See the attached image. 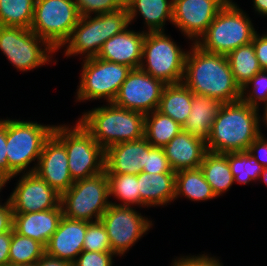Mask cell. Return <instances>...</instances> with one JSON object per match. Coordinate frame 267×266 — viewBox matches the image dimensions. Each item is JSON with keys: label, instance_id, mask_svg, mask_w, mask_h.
Wrapping results in <instances>:
<instances>
[{"label": "cell", "instance_id": "6da1fadb", "mask_svg": "<svg viewBox=\"0 0 267 266\" xmlns=\"http://www.w3.org/2000/svg\"><path fill=\"white\" fill-rule=\"evenodd\" d=\"M194 94L215 98L222 103L241 100L226 55L210 53L192 43L185 61L182 81Z\"/></svg>", "mask_w": 267, "mask_h": 266}, {"label": "cell", "instance_id": "7a4b0ae2", "mask_svg": "<svg viewBox=\"0 0 267 266\" xmlns=\"http://www.w3.org/2000/svg\"><path fill=\"white\" fill-rule=\"evenodd\" d=\"M260 116L258 108L242 100L223 103L206 141L207 150L216 153L247 151L262 133Z\"/></svg>", "mask_w": 267, "mask_h": 266}, {"label": "cell", "instance_id": "3957f363", "mask_svg": "<svg viewBox=\"0 0 267 266\" xmlns=\"http://www.w3.org/2000/svg\"><path fill=\"white\" fill-rule=\"evenodd\" d=\"M78 121L104 150L144 137L145 115L114 103L91 109Z\"/></svg>", "mask_w": 267, "mask_h": 266}, {"label": "cell", "instance_id": "277c9868", "mask_svg": "<svg viewBox=\"0 0 267 266\" xmlns=\"http://www.w3.org/2000/svg\"><path fill=\"white\" fill-rule=\"evenodd\" d=\"M129 25L126 5L112 12L95 14L94 17L80 16L77 25L61 47L66 46L64 54L67 57L79 54L83 55L84 59L97 57L103 44L109 38L123 32Z\"/></svg>", "mask_w": 267, "mask_h": 266}, {"label": "cell", "instance_id": "5b68a950", "mask_svg": "<svg viewBox=\"0 0 267 266\" xmlns=\"http://www.w3.org/2000/svg\"><path fill=\"white\" fill-rule=\"evenodd\" d=\"M249 18L229 0L195 44L206 52L227 56L236 48L252 42L257 31Z\"/></svg>", "mask_w": 267, "mask_h": 266}, {"label": "cell", "instance_id": "8992f818", "mask_svg": "<svg viewBox=\"0 0 267 266\" xmlns=\"http://www.w3.org/2000/svg\"><path fill=\"white\" fill-rule=\"evenodd\" d=\"M53 128L54 125L6 119L8 179L5 184L17 174L34 172V167L29 165L33 161L38 163L44 142Z\"/></svg>", "mask_w": 267, "mask_h": 266}, {"label": "cell", "instance_id": "52a82bcc", "mask_svg": "<svg viewBox=\"0 0 267 266\" xmlns=\"http://www.w3.org/2000/svg\"><path fill=\"white\" fill-rule=\"evenodd\" d=\"M52 133L64 144L68 169L74 181L90 178L105 171V150L80 124L54 125Z\"/></svg>", "mask_w": 267, "mask_h": 266}, {"label": "cell", "instance_id": "ba28073f", "mask_svg": "<svg viewBox=\"0 0 267 266\" xmlns=\"http://www.w3.org/2000/svg\"><path fill=\"white\" fill-rule=\"evenodd\" d=\"M187 53L165 31L146 32L139 68L166 85L181 83Z\"/></svg>", "mask_w": 267, "mask_h": 266}, {"label": "cell", "instance_id": "9c48e42d", "mask_svg": "<svg viewBox=\"0 0 267 266\" xmlns=\"http://www.w3.org/2000/svg\"><path fill=\"white\" fill-rule=\"evenodd\" d=\"M109 198L108 179L104 171L90 178L76 180L61 195L60 204L65 217L96 222L100 221L103 213L111 205Z\"/></svg>", "mask_w": 267, "mask_h": 266}, {"label": "cell", "instance_id": "30bf717a", "mask_svg": "<svg viewBox=\"0 0 267 266\" xmlns=\"http://www.w3.org/2000/svg\"><path fill=\"white\" fill-rule=\"evenodd\" d=\"M0 51L22 72L49 64L57 52L30 28L12 26H0Z\"/></svg>", "mask_w": 267, "mask_h": 266}, {"label": "cell", "instance_id": "8fae6325", "mask_svg": "<svg viewBox=\"0 0 267 266\" xmlns=\"http://www.w3.org/2000/svg\"><path fill=\"white\" fill-rule=\"evenodd\" d=\"M131 70L129 66L98 57L83 59L76 101L104 98L106 102L113 103Z\"/></svg>", "mask_w": 267, "mask_h": 266}, {"label": "cell", "instance_id": "7c38bea8", "mask_svg": "<svg viewBox=\"0 0 267 266\" xmlns=\"http://www.w3.org/2000/svg\"><path fill=\"white\" fill-rule=\"evenodd\" d=\"M79 18L73 0H36L30 29L59 51Z\"/></svg>", "mask_w": 267, "mask_h": 266}, {"label": "cell", "instance_id": "4fadbf2b", "mask_svg": "<svg viewBox=\"0 0 267 266\" xmlns=\"http://www.w3.org/2000/svg\"><path fill=\"white\" fill-rule=\"evenodd\" d=\"M133 208L111 204L100 218L107 231L111 250L117 256L129 251L153 226L152 221Z\"/></svg>", "mask_w": 267, "mask_h": 266}, {"label": "cell", "instance_id": "5bb4252c", "mask_svg": "<svg viewBox=\"0 0 267 266\" xmlns=\"http://www.w3.org/2000/svg\"><path fill=\"white\" fill-rule=\"evenodd\" d=\"M164 84L140 68L132 69L114 100V104L144 115L158 109Z\"/></svg>", "mask_w": 267, "mask_h": 266}, {"label": "cell", "instance_id": "9a60e30c", "mask_svg": "<svg viewBox=\"0 0 267 266\" xmlns=\"http://www.w3.org/2000/svg\"><path fill=\"white\" fill-rule=\"evenodd\" d=\"M229 0H173L172 24L196 43Z\"/></svg>", "mask_w": 267, "mask_h": 266}, {"label": "cell", "instance_id": "2e32d148", "mask_svg": "<svg viewBox=\"0 0 267 266\" xmlns=\"http://www.w3.org/2000/svg\"><path fill=\"white\" fill-rule=\"evenodd\" d=\"M17 175L21 177L8 198L13 213L40 212L60 205L61 195L36 173Z\"/></svg>", "mask_w": 267, "mask_h": 266}, {"label": "cell", "instance_id": "e0dca14e", "mask_svg": "<svg viewBox=\"0 0 267 266\" xmlns=\"http://www.w3.org/2000/svg\"><path fill=\"white\" fill-rule=\"evenodd\" d=\"M34 173L44 179L62 195L75 182L68 169V156L64 144L52 133L44 142Z\"/></svg>", "mask_w": 267, "mask_h": 266}, {"label": "cell", "instance_id": "ac0fdd59", "mask_svg": "<svg viewBox=\"0 0 267 266\" xmlns=\"http://www.w3.org/2000/svg\"><path fill=\"white\" fill-rule=\"evenodd\" d=\"M89 223L63 215L46 245V254L72 264L83 251L84 237Z\"/></svg>", "mask_w": 267, "mask_h": 266}, {"label": "cell", "instance_id": "d6986e66", "mask_svg": "<svg viewBox=\"0 0 267 266\" xmlns=\"http://www.w3.org/2000/svg\"><path fill=\"white\" fill-rule=\"evenodd\" d=\"M150 146L151 144L143 137L108 147L105 150V172L137 175L146 164Z\"/></svg>", "mask_w": 267, "mask_h": 266}, {"label": "cell", "instance_id": "ffe728a7", "mask_svg": "<svg viewBox=\"0 0 267 266\" xmlns=\"http://www.w3.org/2000/svg\"><path fill=\"white\" fill-rule=\"evenodd\" d=\"M144 31L135 32L126 28L123 32L109 38L103 44L97 57L102 60L129 66L131 69L139 68L147 30Z\"/></svg>", "mask_w": 267, "mask_h": 266}, {"label": "cell", "instance_id": "44dd1931", "mask_svg": "<svg viewBox=\"0 0 267 266\" xmlns=\"http://www.w3.org/2000/svg\"><path fill=\"white\" fill-rule=\"evenodd\" d=\"M165 155L174 172L197 169L206 154V141L183 130L163 147Z\"/></svg>", "mask_w": 267, "mask_h": 266}, {"label": "cell", "instance_id": "7402d4cb", "mask_svg": "<svg viewBox=\"0 0 267 266\" xmlns=\"http://www.w3.org/2000/svg\"><path fill=\"white\" fill-rule=\"evenodd\" d=\"M62 216L61 204L57 208L40 212L13 213V229L46 247Z\"/></svg>", "mask_w": 267, "mask_h": 266}, {"label": "cell", "instance_id": "603a6c76", "mask_svg": "<svg viewBox=\"0 0 267 266\" xmlns=\"http://www.w3.org/2000/svg\"><path fill=\"white\" fill-rule=\"evenodd\" d=\"M140 207L167 205L175 200L176 173L137 174Z\"/></svg>", "mask_w": 267, "mask_h": 266}, {"label": "cell", "instance_id": "cb8c5ba5", "mask_svg": "<svg viewBox=\"0 0 267 266\" xmlns=\"http://www.w3.org/2000/svg\"><path fill=\"white\" fill-rule=\"evenodd\" d=\"M222 104L215 98L194 94L191 111L182 126L183 131L207 141Z\"/></svg>", "mask_w": 267, "mask_h": 266}, {"label": "cell", "instance_id": "d4e9b609", "mask_svg": "<svg viewBox=\"0 0 267 266\" xmlns=\"http://www.w3.org/2000/svg\"><path fill=\"white\" fill-rule=\"evenodd\" d=\"M130 25L139 14L147 26L146 32L164 31L166 21L172 23L173 0H125Z\"/></svg>", "mask_w": 267, "mask_h": 266}, {"label": "cell", "instance_id": "484cf974", "mask_svg": "<svg viewBox=\"0 0 267 266\" xmlns=\"http://www.w3.org/2000/svg\"><path fill=\"white\" fill-rule=\"evenodd\" d=\"M193 95L183 82L165 85L157 110L183 126L191 111Z\"/></svg>", "mask_w": 267, "mask_h": 266}, {"label": "cell", "instance_id": "4316f807", "mask_svg": "<svg viewBox=\"0 0 267 266\" xmlns=\"http://www.w3.org/2000/svg\"><path fill=\"white\" fill-rule=\"evenodd\" d=\"M200 169L216 197L227 192L233 183H235L228 162V153L207 151L200 165Z\"/></svg>", "mask_w": 267, "mask_h": 266}, {"label": "cell", "instance_id": "83f0119b", "mask_svg": "<svg viewBox=\"0 0 267 266\" xmlns=\"http://www.w3.org/2000/svg\"><path fill=\"white\" fill-rule=\"evenodd\" d=\"M181 196L191 201H207L216 198L200 168L176 172L175 200Z\"/></svg>", "mask_w": 267, "mask_h": 266}, {"label": "cell", "instance_id": "f1b7e54d", "mask_svg": "<svg viewBox=\"0 0 267 266\" xmlns=\"http://www.w3.org/2000/svg\"><path fill=\"white\" fill-rule=\"evenodd\" d=\"M182 130L180 124L158 110L145 115L144 137L153 147H164Z\"/></svg>", "mask_w": 267, "mask_h": 266}, {"label": "cell", "instance_id": "f546056e", "mask_svg": "<svg viewBox=\"0 0 267 266\" xmlns=\"http://www.w3.org/2000/svg\"><path fill=\"white\" fill-rule=\"evenodd\" d=\"M235 82L244 85L262 69L255 54L253 43L242 45L227 55Z\"/></svg>", "mask_w": 267, "mask_h": 266}, {"label": "cell", "instance_id": "4dcf8cb0", "mask_svg": "<svg viewBox=\"0 0 267 266\" xmlns=\"http://www.w3.org/2000/svg\"><path fill=\"white\" fill-rule=\"evenodd\" d=\"M106 176L109 185V197L113 196L121 201V204L110 201L112 205L126 207L136 205L140 207L137 175L106 173Z\"/></svg>", "mask_w": 267, "mask_h": 266}, {"label": "cell", "instance_id": "1f68e13d", "mask_svg": "<svg viewBox=\"0 0 267 266\" xmlns=\"http://www.w3.org/2000/svg\"><path fill=\"white\" fill-rule=\"evenodd\" d=\"M46 253V247L29 237L18 234L12 229L9 249V265L19 266L36 263Z\"/></svg>", "mask_w": 267, "mask_h": 266}, {"label": "cell", "instance_id": "d6a6232c", "mask_svg": "<svg viewBox=\"0 0 267 266\" xmlns=\"http://www.w3.org/2000/svg\"><path fill=\"white\" fill-rule=\"evenodd\" d=\"M36 0H0V26L30 28Z\"/></svg>", "mask_w": 267, "mask_h": 266}, {"label": "cell", "instance_id": "836d02e7", "mask_svg": "<svg viewBox=\"0 0 267 266\" xmlns=\"http://www.w3.org/2000/svg\"><path fill=\"white\" fill-rule=\"evenodd\" d=\"M228 162L234 182L239 184H249L259 180L264 169L247 151L228 153Z\"/></svg>", "mask_w": 267, "mask_h": 266}, {"label": "cell", "instance_id": "e575fe53", "mask_svg": "<svg viewBox=\"0 0 267 266\" xmlns=\"http://www.w3.org/2000/svg\"><path fill=\"white\" fill-rule=\"evenodd\" d=\"M241 89V100L259 109V101H267V70L256 73Z\"/></svg>", "mask_w": 267, "mask_h": 266}, {"label": "cell", "instance_id": "d590c367", "mask_svg": "<svg viewBox=\"0 0 267 266\" xmlns=\"http://www.w3.org/2000/svg\"><path fill=\"white\" fill-rule=\"evenodd\" d=\"M84 251L112 252L107 231L101 221L90 222L83 242Z\"/></svg>", "mask_w": 267, "mask_h": 266}, {"label": "cell", "instance_id": "8d00e7d4", "mask_svg": "<svg viewBox=\"0 0 267 266\" xmlns=\"http://www.w3.org/2000/svg\"><path fill=\"white\" fill-rule=\"evenodd\" d=\"M80 16L102 14L122 8L125 0H73Z\"/></svg>", "mask_w": 267, "mask_h": 266}, {"label": "cell", "instance_id": "74e56055", "mask_svg": "<svg viewBox=\"0 0 267 266\" xmlns=\"http://www.w3.org/2000/svg\"><path fill=\"white\" fill-rule=\"evenodd\" d=\"M145 173H176L171 168V165L165 155L163 147L148 148L146 164L142 170Z\"/></svg>", "mask_w": 267, "mask_h": 266}, {"label": "cell", "instance_id": "f35d334b", "mask_svg": "<svg viewBox=\"0 0 267 266\" xmlns=\"http://www.w3.org/2000/svg\"><path fill=\"white\" fill-rule=\"evenodd\" d=\"M117 255L113 252H96V251H82L72 266H112L113 257Z\"/></svg>", "mask_w": 267, "mask_h": 266}, {"label": "cell", "instance_id": "ab89813d", "mask_svg": "<svg viewBox=\"0 0 267 266\" xmlns=\"http://www.w3.org/2000/svg\"><path fill=\"white\" fill-rule=\"evenodd\" d=\"M261 133L249 146L247 152L261 166L267 168V139Z\"/></svg>", "mask_w": 267, "mask_h": 266}, {"label": "cell", "instance_id": "60d3db41", "mask_svg": "<svg viewBox=\"0 0 267 266\" xmlns=\"http://www.w3.org/2000/svg\"><path fill=\"white\" fill-rule=\"evenodd\" d=\"M7 139H6V120H0V177L5 181L8 179L7 161Z\"/></svg>", "mask_w": 267, "mask_h": 266}, {"label": "cell", "instance_id": "b9f144b4", "mask_svg": "<svg viewBox=\"0 0 267 266\" xmlns=\"http://www.w3.org/2000/svg\"><path fill=\"white\" fill-rule=\"evenodd\" d=\"M184 266H223L216 257H209V254H199L197 256H181L177 258Z\"/></svg>", "mask_w": 267, "mask_h": 266}, {"label": "cell", "instance_id": "7bdbcfd3", "mask_svg": "<svg viewBox=\"0 0 267 266\" xmlns=\"http://www.w3.org/2000/svg\"><path fill=\"white\" fill-rule=\"evenodd\" d=\"M256 57L259 61L260 68L262 70H267V33L258 34L255 33L253 40H252Z\"/></svg>", "mask_w": 267, "mask_h": 266}, {"label": "cell", "instance_id": "ee69618b", "mask_svg": "<svg viewBox=\"0 0 267 266\" xmlns=\"http://www.w3.org/2000/svg\"><path fill=\"white\" fill-rule=\"evenodd\" d=\"M13 229V210L12 206L7 201L2 204L0 203V234L9 232Z\"/></svg>", "mask_w": 267, "mask_h": 266}, {"label": "cell", "instance_id": "f6af8a7d", "mask_svg": "<svg viewBox=\"0 0 267 266\" xmlns=\"http://www.w3.org/2000/svg\"><path fill=\"white\" fill-rule=\"evenodd\" d=\"M12 240V230L0 234V266L9 265V249Z\"/></svg>", "mask_w": 267, "mask_h": 266}, {"label": "cell", "instance_id": "bcb514c9", "mask_svg": "<svg viewBox=\"0 0 267 266\" xmlns=\"http://www.w3.org/2000/svg\"><path fill=\"white\" fill-rule=\"evenodd\" d=\"M36 266H72V264L66 260L51 257L45 253L36 262Z\"/></svg>", "mask_w": 267, "mask_h": 266}, {"label": "cell", "instance_id": "7dc6e473", "mask_svg": "<svg viewBox=\"0 0 267 266\" xmlns=\"http://www.w3.org/2000/svg\"><path fill=\"white\" fill-rule=\"evenodd\" d=\"M255 12L261 16H267V0H253Z\"/></svg>", "mask_w": 267, "mask_h": 266}, {"label": "cell", "instance_id": "c3c4849f", "mask_svg": "<svg viewBox=\"0 0 267 266\" xmlns=\"http://www.w3.org/2000/svg\"><path fill=\"white\" fill-rule=\"evenodd\" d=\"M259 180L260 181H263L264 180V183L267 185V168H264L263 169V171L261 172V175L259 177Z\"/></svg>", "mask_w": 267, "mask_h": 266}, {"label": "cell", "instance_id": "681fc988", "mask_svg": "<svg viewBox=\"0 0 267 266\" xmlns=\"http://www.w3.org/2000/svg\"><path fill=\"white\" fill-rule=\"evenodd\" d=\"M263 122L265 125V127L267 126V101L265 102V106H264V114H263Z\"/></svg>", "mask_w": 267, "mask_h": 266}, {"label": "cell", "instance_id": "f907efd6", "mask_svg": "<svg viewBox=\"0 0 267 266\" xmlns=\"http://www.w3.org/2000/svg\"><path fill=\"white\" fill-rule=\"evenodd\" d=\"M171 266H184L176 257L175 260L171 263Z\"/></svg>", "mask_w": 267, "mask_h": 266}, {"label": "cell", "instance_id": "816d5d0a", "mask_svg": "<svg viewBox=\"0 0 267 266\" xmlns=\"http://www.w3.org/2000/svg\"><path fill=\"white\" fill-rule=\"evenodd\" d=\"M4 185L6 186L5 180L0 177V192H1V189H3V187H5Z\"/></svg>", "mask_w": 267, "mask_h": 266}, {"label": "cell", "instance_id": "f5cc1de1", "mask_svg": "<svg viewBox=\"0 0 267 266\" xmlns=\"http://www.w3.org/2000/svg\"><path fill=\"white\" fill-rule=\"evenodd\" d=\"M19 266H36V263H34V264H28V265H19Z\"/></svg>", "mask_w": 267, "mask_h": 266}]
</instances>
